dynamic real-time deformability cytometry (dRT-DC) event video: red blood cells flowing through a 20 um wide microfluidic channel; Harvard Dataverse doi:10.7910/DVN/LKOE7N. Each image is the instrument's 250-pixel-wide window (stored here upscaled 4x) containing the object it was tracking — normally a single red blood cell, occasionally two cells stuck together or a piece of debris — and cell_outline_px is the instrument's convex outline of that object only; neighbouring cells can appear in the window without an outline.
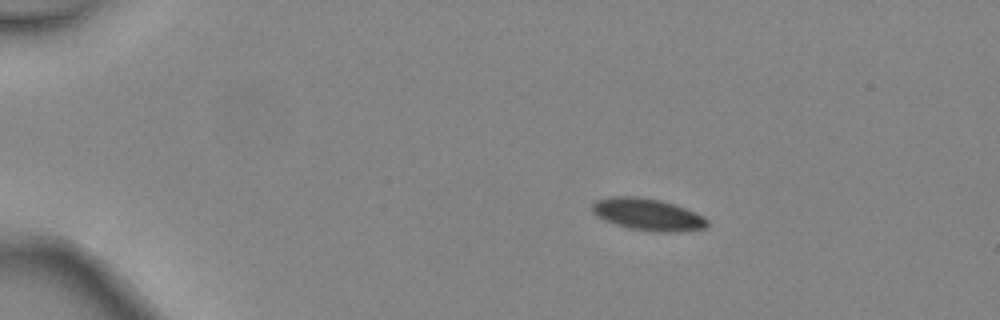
{"species": "common noctule bat (a hibernating species)", "species_latin": "Nyctalus noctula", "temperature_condition": "warm", "stored_images_in_passage": 3, "camera_frame_rate_fps": 3000, "um_per_image_px": 0.085, "animal": {"sex": "female", "body_mass_g": 24.6, "forearm_length_mm": 56.2}, "frame": {"image": 1, "passage_image": 1, "time_ms": 0.0, "image_size_px": [1000, 320], "cell_outline_px": [[708, 224], [704, 228], [676, 232], [656, 232], [628, 228], [604, 220], [596, 216], [592, 212], [592, 204], [596, 200], [612, 196], [632, 196], [660, 200], [684, 208], [704, 216], [708, 220]], "centroid_in_image_um": [55.03, 18.23], "position_along_channel_um": 30.0, "area_um2": 21.33}}